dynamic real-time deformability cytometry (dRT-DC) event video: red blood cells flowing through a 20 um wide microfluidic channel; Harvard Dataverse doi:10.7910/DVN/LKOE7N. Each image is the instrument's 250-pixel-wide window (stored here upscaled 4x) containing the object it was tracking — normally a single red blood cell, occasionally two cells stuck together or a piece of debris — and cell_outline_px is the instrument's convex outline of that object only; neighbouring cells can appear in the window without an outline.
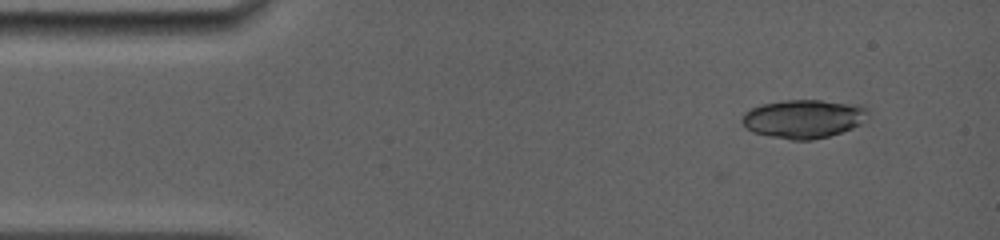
{"species": "common noctule bat (a hibernating species)", "species_latin": "Nyctalus noctula", "temperature_condition": "room temperature", "stored_images_in_passage": 2, "camera_frame_rate_fps": 5000, "um_per_image_px": 0.085, "animal": {"sex": "female", "body_mass_g": 19.0, "forearm_length_mm": 56.7}, "frame": {"image": 1, "passage_image": 2, "time_ms": 0.8, "image_size_px": [1000, 240], "cell_outline_px": [[868, 112], [860, 124], [852, 128], [828, 136], [812, 140], [792, 140], [768, 136], [752, 132], [744, 128], [740, 120], [744, 112], [760, 104], [784, 100], [820, 100], [860, 104], [868, 108]], "centroid_in_image_um": [68.25, 10.09], "position_along_channel_um": 16.7, "area_um2": 28.55}}